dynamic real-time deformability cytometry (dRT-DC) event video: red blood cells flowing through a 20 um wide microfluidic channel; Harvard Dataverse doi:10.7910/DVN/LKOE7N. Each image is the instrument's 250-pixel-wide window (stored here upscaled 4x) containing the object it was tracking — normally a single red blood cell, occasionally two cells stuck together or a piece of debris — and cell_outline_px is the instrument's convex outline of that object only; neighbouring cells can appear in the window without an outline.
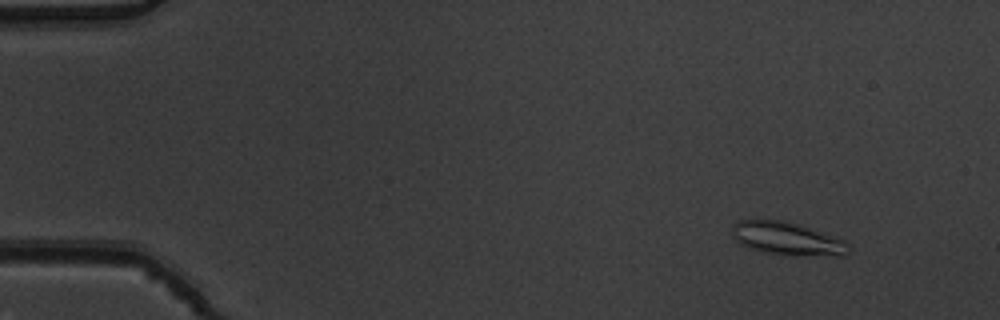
{"species": "common noctule bat (a hibernating species)", "species_latin": "Nyctalus noctula", "temperature_condition": "warm", "stored_images_in_passage": 53, "camera_frame_rate_fps": 3000, "um_per_image_px": 0.085, "animal": {"sex": "male", "body_mass_g": 19.5, "forearm_length_mm": 54.6}, "frame": {"image": 1, "passage_image": 5, "time_ms": 1.333, "image_size_px": [1000, 320], "cell_outline_px": [[852, 248], [844, 256], [792, 256], [764, 252], [740, 244], [736, 240], [732, 232], [732, 224], [736, 220], [784, 220], [800, 224], [836, 236], [844, 240]], "centroid_in_image_um": [66.97, 20.29], "position_along_channel_um": 18.0, "area_um2": 22.89}}
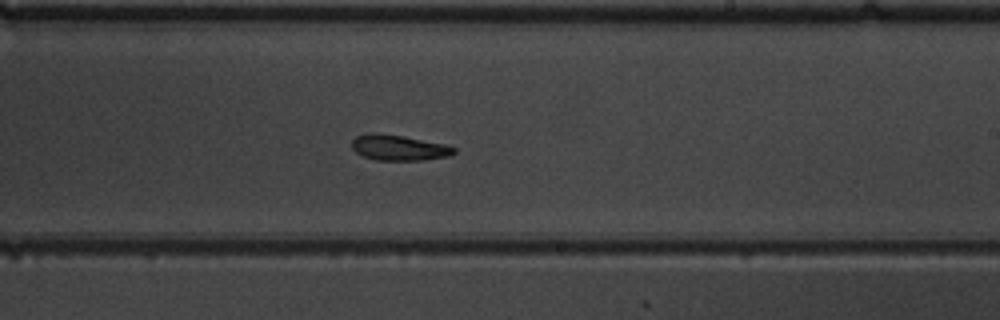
{"frame": {"image": 2, "passage_image": 32, "time_ms": 10.333, "image_size_px": [1000, 320], "cell_outline_px": [[456, 152], [448, 156], [424, 160], [376, 160], [364, 156], [356, 152], [352, 148], [352, 140], [356, 136], [368, 132], [376, 132], [404, 136], [444, 144], [456, 148]], "centroid_in_image_um": [33.88, 12.54], "position_along_channel_um": 255.1, "area_um2": 15.26}}
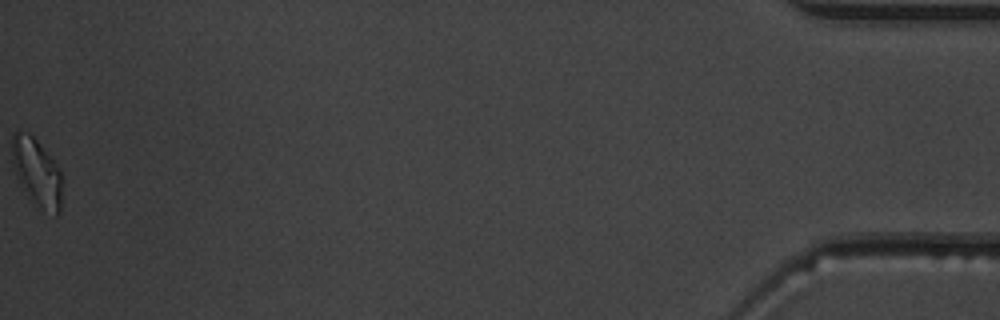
{"frame": {"image": 3, "passage_image": 53, "time_ms": 17.333, "image_size_px": [1000, 320], "cell_outline_px": [[60, 212], [56, 216], [32, 200], [28, 196], [20, 184], [16, 176], [12, 164], [12, 136], [16, 132], [28, 132], [36, 140], [52, 160], [60, 172]], "centroid_in_image_um": [3.08, 14.63], "position_along_channel_um": 432.1, "area_um2": 18.96}, "authors_computed_cell_mechanics": {"area_um2": 16.473, "velocity_mm_per_s": 3.8682, "shape_relaxation_time_tau1_ms": null, "shape_relaxation_time_tau2_ms": 8.0018, "deformation_change_tau1": null, "deformation_change_tau2": 0.1526}}